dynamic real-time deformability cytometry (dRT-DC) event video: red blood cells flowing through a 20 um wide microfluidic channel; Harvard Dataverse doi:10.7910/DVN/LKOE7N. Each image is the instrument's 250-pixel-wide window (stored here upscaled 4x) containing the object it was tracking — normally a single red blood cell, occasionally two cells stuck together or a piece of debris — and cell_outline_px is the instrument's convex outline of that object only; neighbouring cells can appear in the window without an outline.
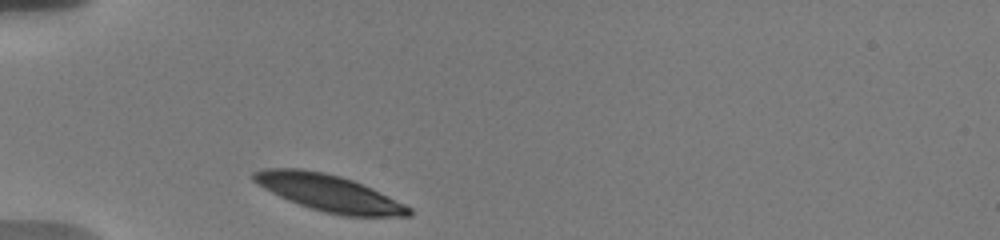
{"species": "human", "species_latin": "Homo sapiens", "temperature_condition": "warm", "stored_images_in_passage": 32, "camera_frame_rate_fps": 3000, "um_per_image_px": 0.085, "donor": {"sex": "male"}, "frame": {"image": 1, "passage_image": 1, "time_ms": 0.0, "image_size_px": [1000, 240], "cell_outline_px": [[412, 216], [344, 216], [324, 212], [288, 200], [264, 188], [252, 180], [252, 172], [264, 168], [300, 168], [324, 172], [340, 176], [352, 180], [372, 188], [412, 208]], "centroid_in_image_um": [27.95, 16.39], "position_along_channel_um": 57.0, "area_um2": 32.95}}
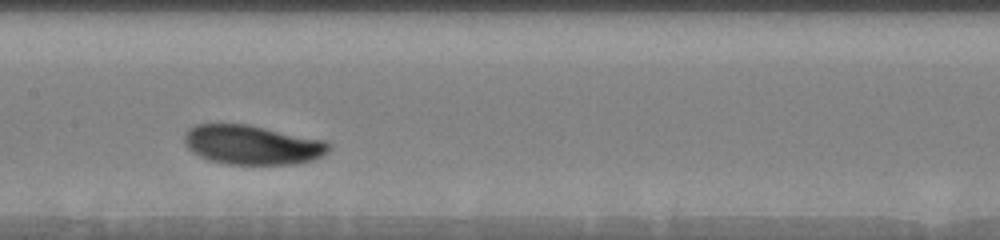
{"frame": {"image": 2, "passage_image": 13, "time_ms": 4.0, "image_size_px": [1000, 240], "cell_outline_px": [[332, 148], [324, 156], [312, 160], [296, 164], [224, 164], [208, 160], [192, 152], [184, 144], [184, 132], [188, 128], [196, 124], [248, 124], [328, 140], [332, 144]], "centroid_in_image_um": [21.48, 12.31], "position_along_channel_um": 185.9, "area_um2": 33.81}}
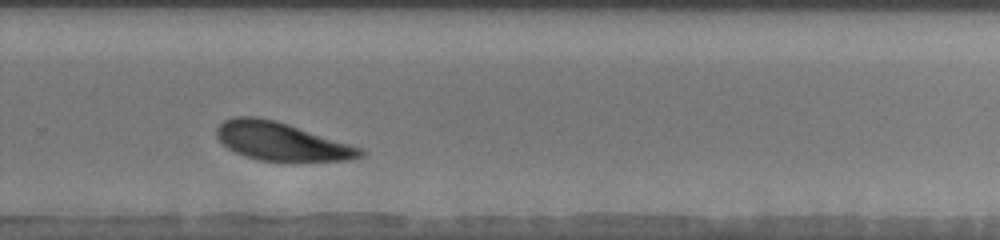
{"frame": {"image": 3, "passage_image": 23, "time_ms": 7.333, "image_size_px": [1000, 240], "cell_outline_px": [[368, 152], [364, 156], [348, 160], [260, 160], [244, 156], [228, 148], [216, 136], [216, 128], [224, 120], [232, 116], [256, 116], [276, 120], [364, 148]], "centroid_in_image_um": [23.94, 12.0], "position_along_channel_um": 305.9, "area_um2": 31.91}, "authors_computed_cell_mechanics": {"area_um2": 33.2928, "velocity_mm_per_s": 3.6011, "shape_relaxation_time_tau1_ms": 1.2148, "shape_relaxation_time_tau2_ms": null, "deformation_change_tau1": 0.0694, "deformation_change_tau2": null}}